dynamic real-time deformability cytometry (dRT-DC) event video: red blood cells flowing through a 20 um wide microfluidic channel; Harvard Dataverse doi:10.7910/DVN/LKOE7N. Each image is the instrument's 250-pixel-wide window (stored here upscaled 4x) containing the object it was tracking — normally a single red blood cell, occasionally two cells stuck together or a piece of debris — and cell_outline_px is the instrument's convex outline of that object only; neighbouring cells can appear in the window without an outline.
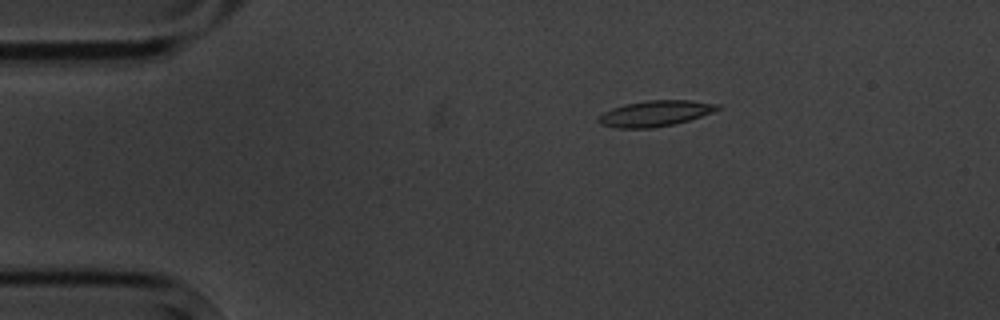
{"species": "common noctule bat (a hibernating species)", "species_latin": "Nyctalus noctula", "temperature_condition": "cold", "stored_images_in_passage": 4, "camera_frame_rate_fps": 3000, "um_per_image_px": 0.085, "animal": {"sex": "male", "body_mass_g": 20.1, "forearm_length_mm": 53.5}, "frame": {"image": 1, "passage_image": 3, "time_ms": 2.333, "image_size_px": [1000, 320], "cell_outline_px": [[720, 108], [712, 112], [676, 124], [652, 128], [616, 128], [600, 124], [596, 120], [604, 112], [612, 108], [624, 104], [648, 100], [692, 100], [720, 104]], "centroid_in_image_um": [55.68, 9.64], "position_along_channel_um": 29.3, "area_um2": 17.92}}